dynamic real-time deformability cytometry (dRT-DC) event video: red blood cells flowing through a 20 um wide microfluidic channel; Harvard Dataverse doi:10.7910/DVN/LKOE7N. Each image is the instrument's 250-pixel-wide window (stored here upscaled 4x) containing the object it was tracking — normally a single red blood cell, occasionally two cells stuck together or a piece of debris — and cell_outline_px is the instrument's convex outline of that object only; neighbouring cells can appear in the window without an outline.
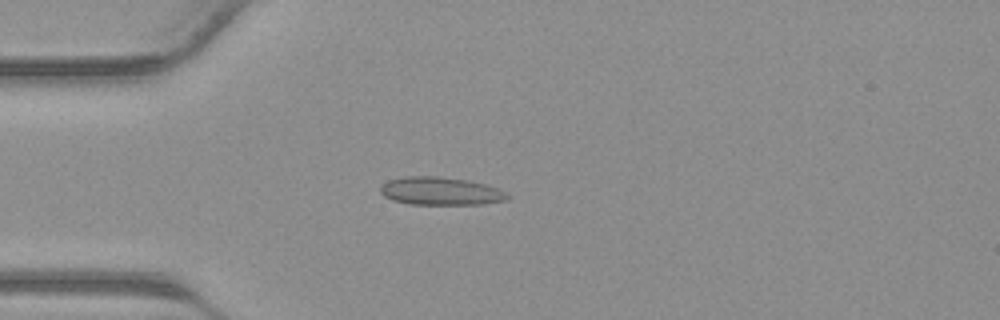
{"species": "common noctule bat (a hibernating species)", "species_latin": "Nyctalus noctula", "temperature_condition": "warm", "stored_images_in_passage": 36, "camera_frame_rate_fps": 3000, "um_per_image_px": 0.085, "animal": {"sex": "male", "body_mass_g": 23.1, "forearm_length_mm": 52.7}, "frame": {"image": 1, "passage_image": 6, "time_ms": 1.667, "image_size_px": [1000, 320], "cell_outline_px": [[512, 196], [504, 200], [484, 204], [408, 204], [392, 200], [384, 196], [380, 192], [380, 184], [388, 180], [404, 176], [436, 176], [464, 180], [484, 184], [496, 188]], "centroid_in_image_um": [37.38, 16.25], "position_along_channel_um": 47.6, "area_um2": 20.63}}
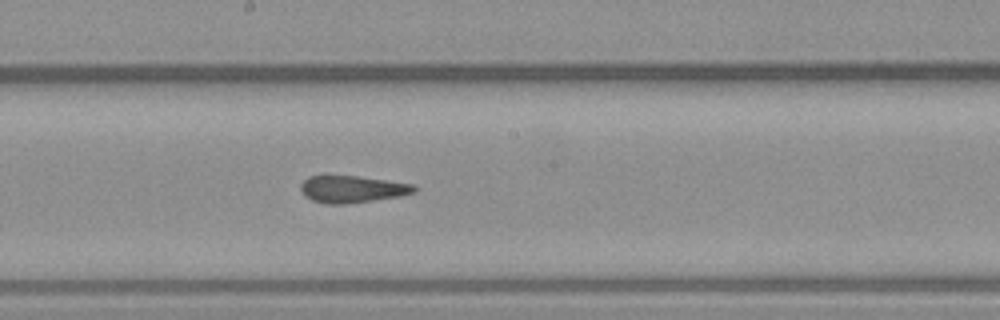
{"frame": {"image": 2, "passage_image": 17, "time_ms": 5.333, "image_size_px": [1000, 320], "cell_outline_px": [[420, 188], [416, 192], [400, 196], [340, 204], [324, 204], [312, 200], [300, 188], [300, 184], [308, 176], [324, 172], [356, 176], [416, 184]], "centroid_in_image_um": [29.92, 16.02], "position_along_channel_um": 218.3, "area_um2": 18.38}}
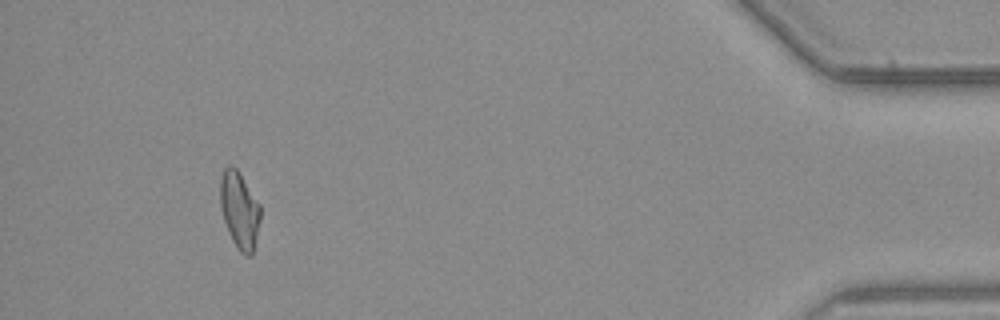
{"frame": {"image": 3, "passage_image": 33, "time_ms": 10.667, "image_size_px": [1000, 320], "cell_outline_px": [[260, 220], [252, 256], [244, 256], [240, 252], [232, 240], [228, 232], [224, 220], [220, 204], [220, 180], [224, 168], [228, 164], [232, 164], [236, 168], [260, 204]], "centroid_in_image_um": [20.35, 17.86], "position_along_channel_um": 414.9, "area_um2": 17.98}}